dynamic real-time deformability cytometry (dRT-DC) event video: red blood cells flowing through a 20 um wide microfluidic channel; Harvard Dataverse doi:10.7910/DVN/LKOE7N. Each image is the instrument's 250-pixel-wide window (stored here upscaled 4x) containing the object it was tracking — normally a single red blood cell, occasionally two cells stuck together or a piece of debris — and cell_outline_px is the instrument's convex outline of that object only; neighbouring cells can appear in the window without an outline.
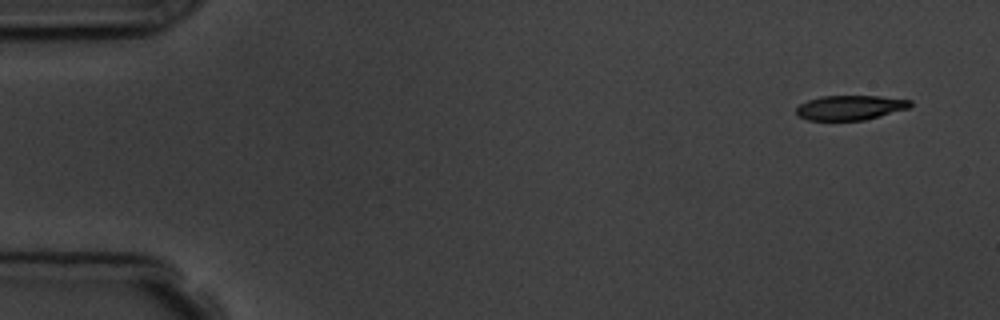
{"species": "common noctule bat (a hibernating species)", "species_latin": "Nyctalus noctula", "temperature_condition": "room temperature", "stored_images_in_passage": 4, "camera_frame_rate_fps": 3000, "um_per_image_px": 0.085, "animal": {"sex": "male", "body_mass_g": 19.5, "forearm_length_mm": 54.6}, "frame": {"image": 1, "passage_image": 1, "time_ms": 0.0, "image_size_px": [1000, 320], "cell_outline_px": [[912, 104], [908, 108], [880, 116], [864, 120], [808, 120], [800, 116], [796, 112], [796, 108], [800, 104], [808, 100], [820, 96], [880, 96], [912, 100]], "centroid_in_image_um": [72.27, 9.14], "position_along_channel_um": 12.7, "area_um2": 16.3}}
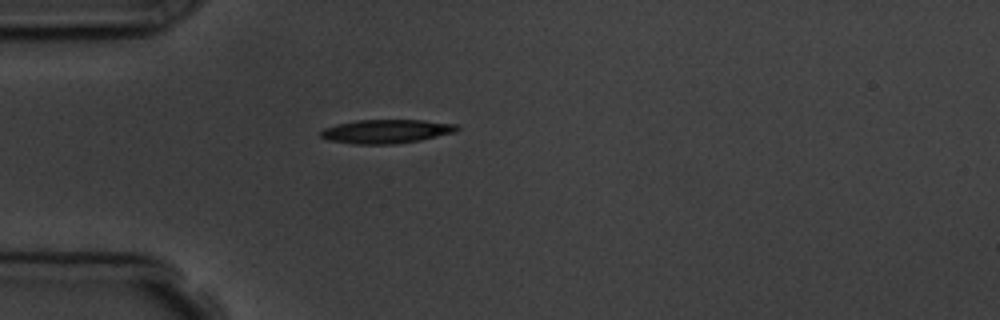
{"frame": {"image": 2, "passage_image": 4, "time_ms": 4.0, "image_size_px": [1000, 320], "cell_outline_px": [[460, 128], [456, 132], [420, 140], [392, 144], [356, 144], [328, 140], [320, 136], [320, 132], [324, 128], [336, 124], [356, 120], [424, 120], [456, 124]], "centroid_in_image_um": [32.83, 11.16], "position_along_channel_um": 52.2, "area_um2": 18.9}}